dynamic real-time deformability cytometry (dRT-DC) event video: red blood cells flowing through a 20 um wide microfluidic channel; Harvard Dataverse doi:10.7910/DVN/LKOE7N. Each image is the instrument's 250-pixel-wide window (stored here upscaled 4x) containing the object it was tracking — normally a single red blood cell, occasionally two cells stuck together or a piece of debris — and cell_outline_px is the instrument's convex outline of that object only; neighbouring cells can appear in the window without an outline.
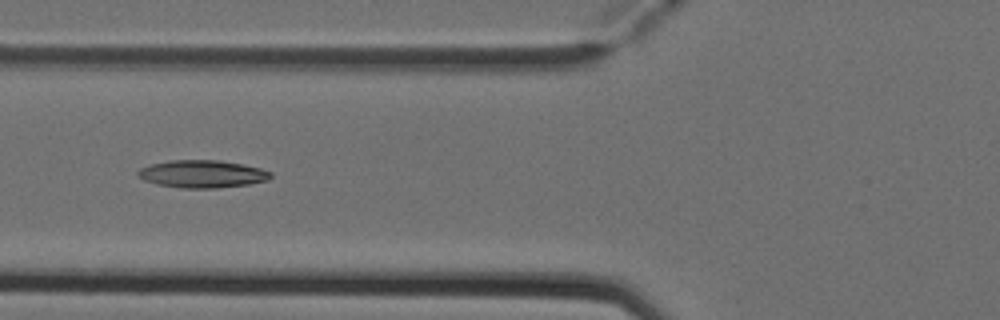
{"species": "Egyptian fruit bat (a non-hibernating species)", "species_latin": "Rousettus aegyptiacus", "temperature_condition": "cold", "stored_images_in_passage": 5, "camera_frame_rate_fps": 3000, "um_per_image_px": 0.085, "animal": {"sex": "female"}, "frame": {"image": 1, "passage_image": 5, "time_ms": 1.333, "image_size_px": [1000, 320], "cell_outline_px": [[272, 176], [268, 180], [248, 184], [216, 188], [180, 188], [156, 184], [144, 180], [136, 176], [136, 172], [140, 168], [152, 164], [168, 160], [220, 160], [244, 164], [260, 168], [272, 172]], "centroid_in_image_um": [17.18, 14.78], "position_along_channel_um": 108.6, "area_um2": 21.5}}